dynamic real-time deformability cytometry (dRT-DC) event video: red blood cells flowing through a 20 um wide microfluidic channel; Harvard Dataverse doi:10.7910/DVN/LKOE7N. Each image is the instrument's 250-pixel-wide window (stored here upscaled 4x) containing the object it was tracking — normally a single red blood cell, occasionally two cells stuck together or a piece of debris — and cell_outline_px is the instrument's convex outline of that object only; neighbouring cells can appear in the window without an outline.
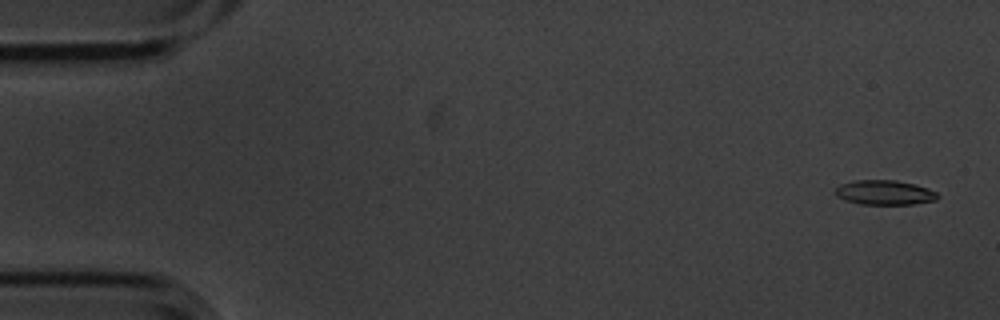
{"species": "common noctule bat (a hibernating species)", "species_latin": "Nyctalus noctula", "temperature_condition": "cold", "stored_images_in_passage": 5, "segment_of_instrument_passage": [1, 2], "camera_frame_rate_fps": 3000, "um_per_image_px": 0.085, "animal": {"sex": "male", "body_mass_g": 20.1, "forearm_length_mm": 53.5}, "frame": {"image": 1, "passage_image": 1, "time_ms": 0.0, "image_size_px": [1000, 320], "cell_outline_px": [[940, 196], [936, 200], [912, 204], [860, 204], [844, 200], [836, 196], [836, 188], [840, 184], [856, 180], [896, 180], [928, 188], [936, 192]], "centroid_in_image_um": [75.18, 16.37], "position_along_channel_um": 9.8, "area_um2": 14.62}}